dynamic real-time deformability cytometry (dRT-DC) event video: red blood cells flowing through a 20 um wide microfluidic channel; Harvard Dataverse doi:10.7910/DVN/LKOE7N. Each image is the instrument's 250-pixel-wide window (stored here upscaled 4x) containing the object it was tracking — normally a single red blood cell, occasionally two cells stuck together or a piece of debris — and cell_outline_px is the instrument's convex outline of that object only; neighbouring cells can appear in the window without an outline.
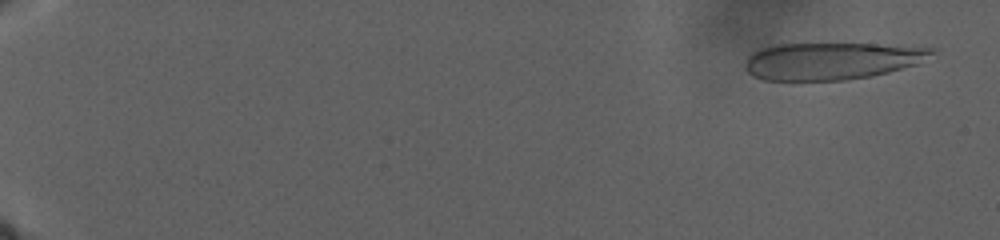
{"species": "human", "species_latin": "Homo sapiens", "temperature_condition": "warm", "stored_images_in_passage": 20, "camera_frame_rate_fps": 3000, "um_per_image_px": 0.085, "donor": {"sex": "male"}, "frame": {"image": 1, "passage_image": 3, "time_ms": 1.667, "image_size_px": [1000, 240], "cell_outline_px": [[936, 52], [916, 64], [888, 72], [872, 76], [844, 80], [764, 80], [752, 76], [744, 68], [744, 64], [748, 56], [756, 48], [772, 44], [876, 44], [936, 48]], "centroid_in_image_um": [70.62, 5.17], "position_along_channel_um": 14.4, "area_um2": 40.58}}